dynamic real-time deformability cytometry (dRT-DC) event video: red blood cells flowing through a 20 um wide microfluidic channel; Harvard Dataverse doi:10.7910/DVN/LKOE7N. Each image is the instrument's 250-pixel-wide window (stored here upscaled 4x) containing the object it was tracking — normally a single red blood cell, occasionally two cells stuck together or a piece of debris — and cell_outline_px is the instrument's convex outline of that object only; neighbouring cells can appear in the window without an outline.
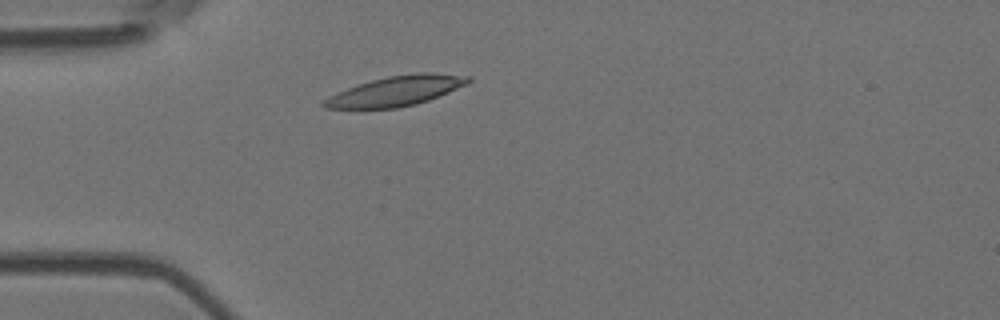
{"species": "Egyptian fruit bat (a non-hibernating species)", "species_latin": "Rousettus aegyptiacus", "temperature_condition": "room temperature", "stored_images_in_passage": 3, "camera_frame_rate_fps": 3000, "um_per_image_px": 0.085, "animal": {"sex": "female"}, "frame": {"image": 1, "passage_image": 2, "time_ms": 0.333, "image_size_px": [1000, 320], "cell_outline_px": [[472, 80], [468, 84], [428, 100], [416, 104], [396, 108], [324, 108], [320, 104], [328, 96], [356, 84], [388, 76], [420, 72], [428, 72], [472, 76]], "centroid_in_image_um": [33.67, 7.72], "position_along_channel_um": 51.3, "area_um2": 25.09}}